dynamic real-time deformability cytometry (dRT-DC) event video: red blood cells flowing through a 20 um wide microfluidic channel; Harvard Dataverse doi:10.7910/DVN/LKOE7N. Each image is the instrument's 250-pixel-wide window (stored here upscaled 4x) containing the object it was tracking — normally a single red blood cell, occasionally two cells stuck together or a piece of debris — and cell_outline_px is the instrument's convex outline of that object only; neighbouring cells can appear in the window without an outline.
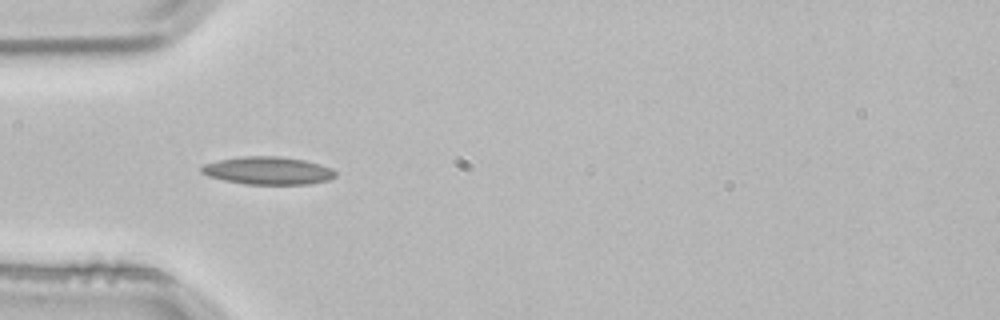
{"species": "common noctule bat (a hibernating species)", "species_latin": "Nyctalus noctula", "temperature_condition": "room temperature", "stored_images_in_passage": 1, "camera_frame_rate_fps": 3000, "um_per_image_px": 0.085, "animal": {"sex": "male", "body_mass_g": 21.5, "forearm_length_mm": 52.0}, "frame": {"image": 1, "passage_image": 1, "time_ms": 0.0, "image_size_px": [1000, 320], "cell_outline_px": [[336, 176], [328, 180], [308, 184], [244, 184], [224, 180], [208, 176], [200, 172], [200, 168], [204, 164], [220, 160], [244, 156], [276, 156], [304, 160], [320, 164], [332, 168], [336, 172]], "centroid_in_image_um": [22.78, 14.5], "position_along_channel_um": 62.2, "area_um2": 21.62}}